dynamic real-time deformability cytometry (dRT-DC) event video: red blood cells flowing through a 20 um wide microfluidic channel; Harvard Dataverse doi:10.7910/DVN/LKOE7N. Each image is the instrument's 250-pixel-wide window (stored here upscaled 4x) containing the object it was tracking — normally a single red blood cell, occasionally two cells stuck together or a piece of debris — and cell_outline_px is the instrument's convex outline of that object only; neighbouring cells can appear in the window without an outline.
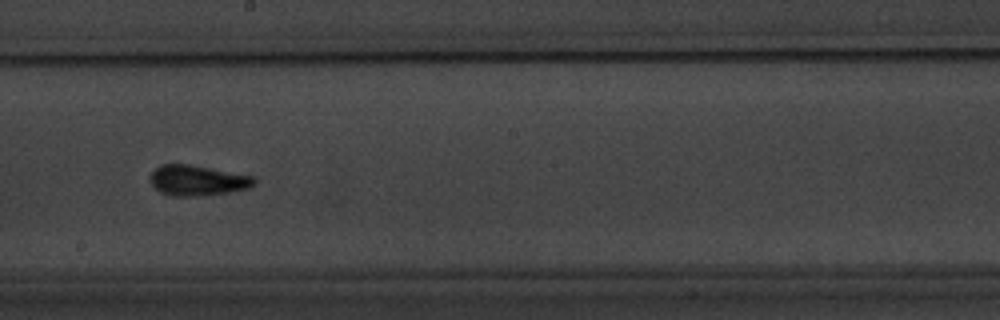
{"species": "common noctule bat (a hibernating species)", "species_latin": "Nyctalus noctula", "temperature_condition": "warm", "stored_images_in_passage": 12, "camera_frame_rate_fps": 3000, "um_per_image_px": 0.085, "animal": {"sex": "male", "body_mass_g": 20.1, "forearm_length_mm": 53.5}, "frame": {"image": 1, "passage_image": 9, "time_ms": 9.333, "image_size_px": [1000, 320], "cell_outline_px": [[256, 184], [248, 188], [232, 192], [200, 196], [176, 196], [164, 192], [156, 188], [152, 184], [152, 172], [156, 168], [164, 164], [188, 164], [256, 176]], "centroid_in_image_um": [16.88, 15.33], "position_along_channel_um": 231.3, "area_um2": 18.26}}
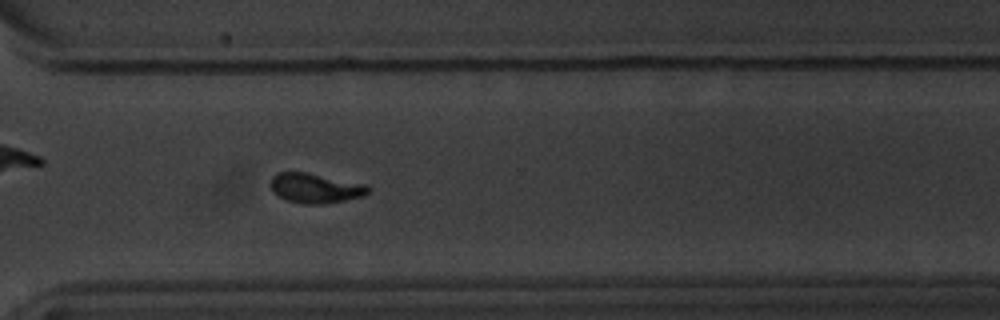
{"frame": {"image": 2, "passage_image": 12, "time_ms": 12.667, "image_size_px": [1000, 320], "cell_outline_px": [[372, 188], [364, 196], [324, 204], [304, 204], [288, 200], [272, 192], [272, 176], [276, 172], [304, 172], [368, 184]], "centroid_in_image_um": [26.85, 15.99], "position_along_channel_um": 343.8, "area_um2": 16.88}}